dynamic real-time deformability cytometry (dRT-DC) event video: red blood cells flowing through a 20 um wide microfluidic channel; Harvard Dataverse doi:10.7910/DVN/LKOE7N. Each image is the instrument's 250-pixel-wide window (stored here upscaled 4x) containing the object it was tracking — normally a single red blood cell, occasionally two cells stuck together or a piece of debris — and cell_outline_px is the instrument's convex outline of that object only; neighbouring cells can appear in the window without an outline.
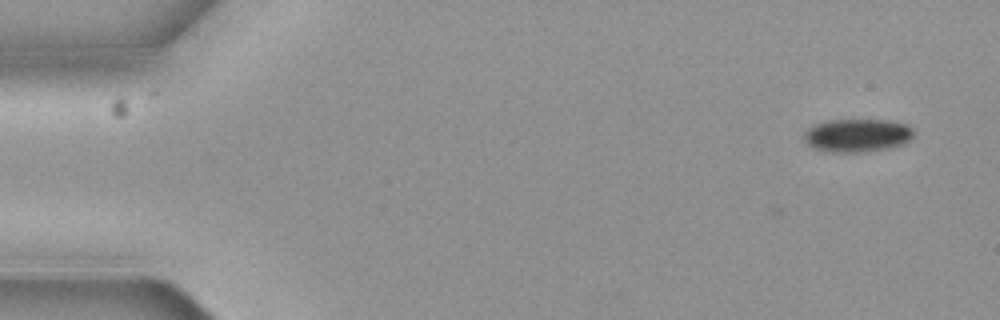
{"species": "common noctule bat (a hibernating species)", "species_latin": "Nyctalus noctula", "temperature_condition": "cold", "stored_images_in_passage": 7, "camera_frame_rate_fps": 3000, "um_per_image_px": 0.085, "animal": {"sex": "female", "body_mass_g": 19.3, "forearm_length_mm": 54.1}, "frame": {"image": 1, "passage_image": 1, "time_ms": 0.0, "image_size_px": [1000, 320], "cell_outline_px": [[916, 132], [912, 140], [904, 144], [888, 148], [868, 152], [832, 152], [816, 148], [808, 144], [804, 140], [804, 136], [816, 124], [832, 120], [888, 120], [908, 124]], "centroid_in_image_um": [72.99, 11.51], "position_along_channel_um": 12.0, "area_um2": 21.15}}